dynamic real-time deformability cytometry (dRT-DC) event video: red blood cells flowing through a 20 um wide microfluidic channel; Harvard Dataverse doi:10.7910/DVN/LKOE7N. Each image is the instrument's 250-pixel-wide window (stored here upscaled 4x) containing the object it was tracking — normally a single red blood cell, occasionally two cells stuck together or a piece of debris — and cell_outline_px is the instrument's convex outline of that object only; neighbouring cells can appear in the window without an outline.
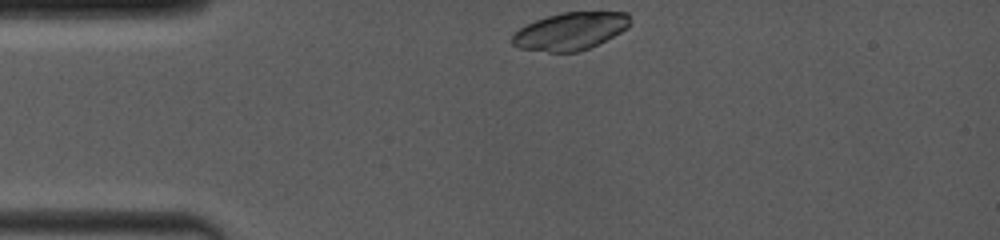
{"species": "common noctule bat (a hibernating species)", "species_latin": "Nyctalus noctula", "temperature_condition": "room temperature", "stored_images_in_passage": 6, "camera_frame_rate_fps": 4000, "um_per_image_px": 0.085, "animal": {"sex": "female", "body_mass_g": 19.0, "forearm_length_mm": 53.3}, "frame": {"image": 1, "passage_image": 1, "time_ms": 0.0, "image_size_px": [1000, 240], "cell_outline_px": [[632, 24], [628, 28], [588, 48], [576, 52], [548, 52], [520, 48], [512, 44], [512, 36], [520, 28], [536, 20], [548, 16], [564, 12], [628, 12]], "centroid_in_image_um": [48.5, 2.64], "position_along_channel_um": 36.5, "area_um2": 25.49}}